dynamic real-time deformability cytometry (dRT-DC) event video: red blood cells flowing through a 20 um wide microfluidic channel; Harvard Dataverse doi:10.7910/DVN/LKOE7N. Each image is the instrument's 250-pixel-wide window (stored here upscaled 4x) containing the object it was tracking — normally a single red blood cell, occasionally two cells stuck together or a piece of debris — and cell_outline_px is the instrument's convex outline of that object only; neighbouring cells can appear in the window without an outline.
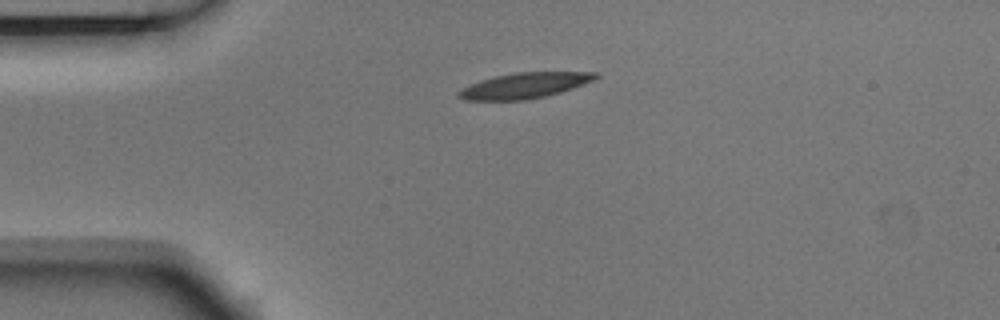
{"species": "Egyptian fruit bat (a non-hibernating species)", "species_latin": "Rousettus aegyptiacus", "temperature_condition": "room temperature", "stored_images_in_passage": 2, "camera_frame_rate_fps": 3000, "um_per_image_px": 0.085, "animal": {"sex": "male"}, "frame": {"image": 1, "passage_image": 1, "time_ms": 0.0, "image_size_px": [1000, 320], "cell_outline_px": [[600, 76], [592, 80], [572, 88], [560, 92], [544, 96], [524, 100], [464, 100], [456, 96], [456, 92], [460, 88], [480, 80], [496, 76], [516, 72], [600, 72]], "centroid_in_image_um": [44.53, 7.27], "position_along_channel_um": 40.5, "area_um2": 20.35}}